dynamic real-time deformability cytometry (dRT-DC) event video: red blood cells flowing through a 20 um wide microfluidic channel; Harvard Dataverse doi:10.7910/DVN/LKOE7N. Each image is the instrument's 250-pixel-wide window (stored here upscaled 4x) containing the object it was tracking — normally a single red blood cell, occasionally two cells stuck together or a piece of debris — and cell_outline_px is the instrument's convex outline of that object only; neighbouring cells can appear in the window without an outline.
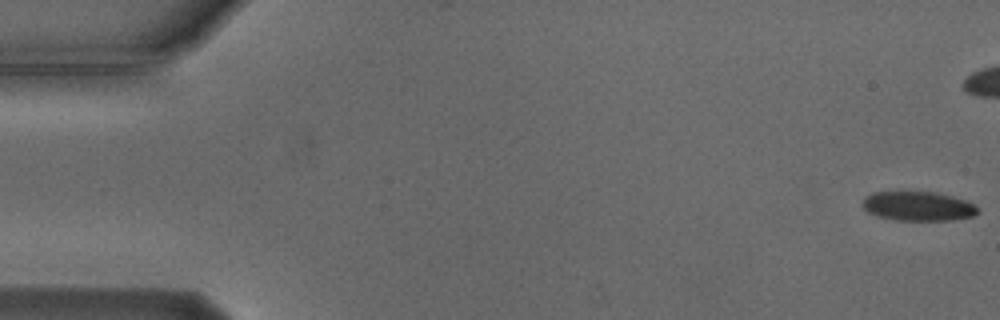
{"species": "Egyptian fruit bat (a non-hibernating species)", "species_latin": "Rousettus aegyptiacus", "temperature_condition": "cold", "stored_images_in_passage": 6, "camera_frame_rate_fps": 3000, "um_per_image_px": 0.085, "animal": {"sex": "male"}, "frame": {"image": 1, "passage_image": 1, "time_ms": 0.0, "image_size_px": [1000, 320], "cell_outline_px": [[980, 212], [972, 216], [952, 220], [896, 220], [876, 216], [868, 212], [864, 208], [864, 196], [872, 192], [936, 192], [968, 200]], "centroid_in_image_um": [78.04, 17.52], "position_along_channel_um": 7.0, "area_um2": 19.65}}
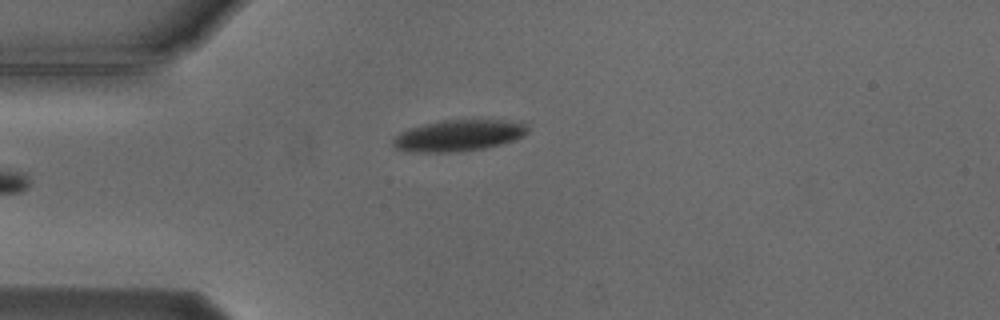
{"frame": {"image": 2, "passage_image": 6, "time_ms": 6.0, "image_size_px": [1000, 320], "cell_outline_px": [[528, 132], [524, 136], [500, 144], [484, 148], [460, 152], [404, 152], [396, 148], [392, 144], [392, 136], [408, 128], [424, 124], [444, 120], [520, 120], [528, 128]], "centroid_in_image_um": [38.94, 11.52], "position_along_channel_um": 46.1, "area_um2": 24.91}}